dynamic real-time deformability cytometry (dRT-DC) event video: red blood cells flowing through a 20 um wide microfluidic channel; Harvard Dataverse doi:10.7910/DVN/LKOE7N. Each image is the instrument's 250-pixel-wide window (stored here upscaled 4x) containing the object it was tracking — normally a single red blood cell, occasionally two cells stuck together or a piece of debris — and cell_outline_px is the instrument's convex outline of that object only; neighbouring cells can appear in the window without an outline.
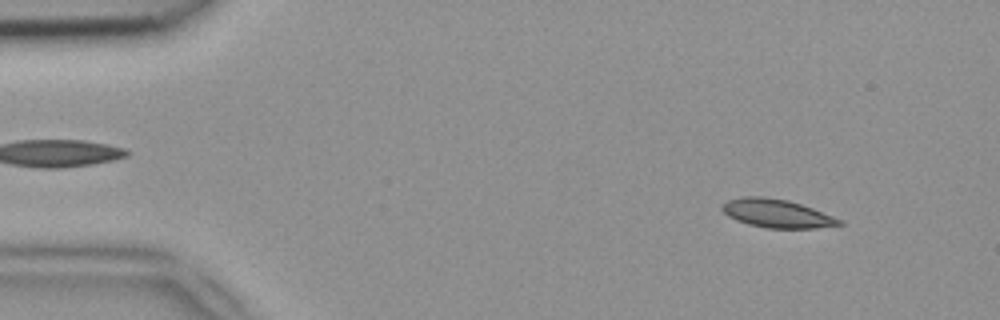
{"species": "common noctule bat (a hibernating species)", "species_latin": "Nyctalus noctula", "temperature_condition": "room temperature", "stored_images_in_passage": 49, "camera_frame_rate_fps": 3000, "um_per_image_px": 0.085, "animal": {"sex": "female", "body_mass_g": 18.4}, "frame": {"image": 1, "passage_image": 5, "time_ms": 1.333, "image_size_px": [1000, 320], "cell_outline_px": [[844, 224], [816, 228], [768, 228], [748, 224], [736, 220], [728, 216], [720, 208], [720, 204], [728, 200], [744, 196], [764, 196], [788, 200], [812, 208], [844, 220]], "centroid_in_image_um": [66.02, 18.14], "position_along_channel_um": 19.0, "area_um2": 19.48}}
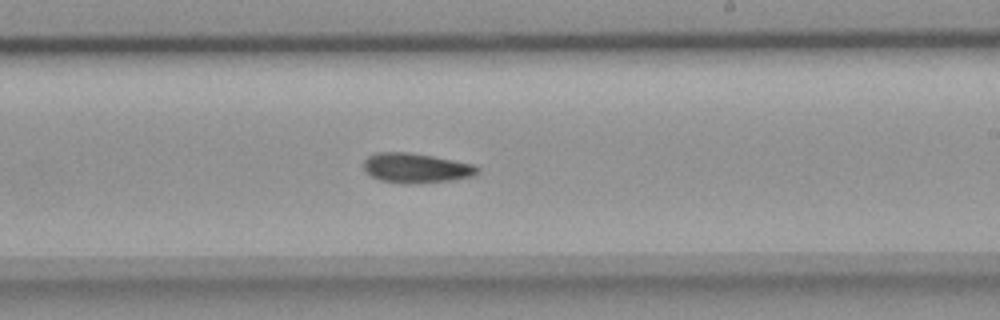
{"frame": {"image": 2, "passage_image": 29, "time_ms": 9.333, "image_size_px": [1000, 320], "cell_outline_px": [[480, 172], [476, 176], [452, 180], [412, 184], [404, 184], [380, 180], [372, 176], [364, 168], [364, 160], [368, 156], [376, 152], [408, 152], [432, 156], [476, 164], [480, 168]], "centroid_in_image_um": [35.43, 14.28], "position_along_channel_um": 253.6, "area_um2": 19.94}}
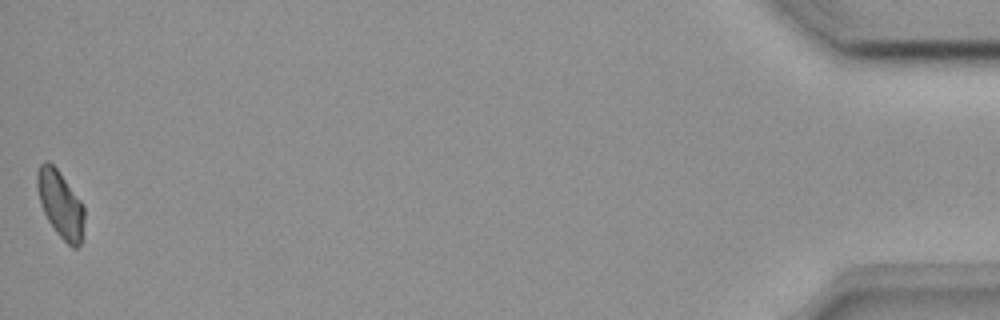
{"frame": {"image": 3, "passage_image": 49, "time_ms": 16.0, "image_size_px": [1000, 320], "cell_outline_px": [[84, 220], [80, 244], [76, 248], [72, 248], [56, 232], [48, 220], [40, 204], [36, 188], [36, 172], [40, 164], [44, 160], [48, 160], [56, 168], [84, 204]], "centroid_in_image_um": [5.11, 17.33], "position_along_channel_um": 430.1, "area_um2": 18.44}}